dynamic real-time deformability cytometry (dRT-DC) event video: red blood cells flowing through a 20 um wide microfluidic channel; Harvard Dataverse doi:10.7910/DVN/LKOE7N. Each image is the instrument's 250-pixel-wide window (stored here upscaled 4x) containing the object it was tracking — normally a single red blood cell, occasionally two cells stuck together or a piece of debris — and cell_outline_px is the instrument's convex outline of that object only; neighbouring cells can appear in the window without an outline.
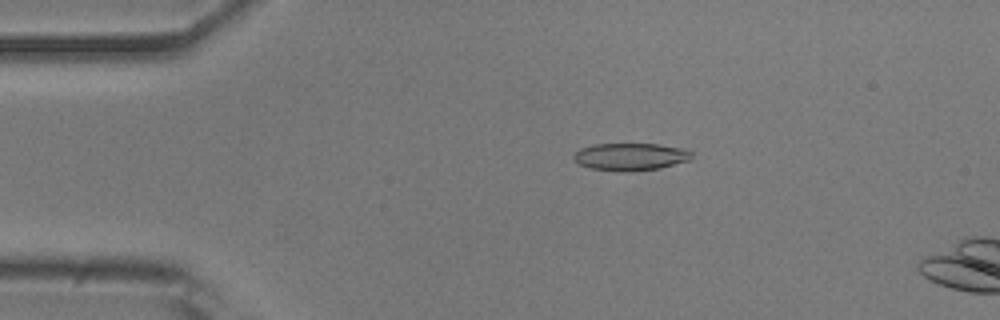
{"species": "common noctule bat (a hibernating species)", "species_latin": "Nyctalus noctula", "temperature_condition": "room temperature", "stored_images_in_passage": 10, "camera_frame_rate_fps": 3000, "um_per_image_px": 0.085, "animal": {"sex": "male", "body_mass_g": 20.5, "forearm_length_mm": 52.5}, "frame": {"image": 1, "passage_image": 7, "time_ms": 2.0, "image_size_px": [1000, 320], "cell_outline_px": [[692, 160], [660, 168], [632, 172], [616, 172], [588, 168], [580, 164], [572, 156], [580, 148], [596, 144], [660, 144], [688, 148], [692, 152]], "centroid_in_image_um": [53.65, 13.33], "position_along_channel_um": 31.3, "area_um2": 19.31}}